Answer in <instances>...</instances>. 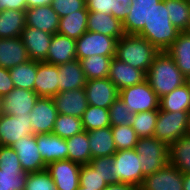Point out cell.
Returning <instances> with one entry per match:
<instances>
[{
	"instance_id": "1",
	"label": "cell",
	"mask_w": 190,
	"mask_h": 190,
	"mask_svg": "<svg viewBox=\"0 0 190 190\" xmlns=\"http://www.w3.org/2000/svg\"><path fill=\"white\" fill-rule=\"evenodd\" d=\"M146 80L159 98L187 82L175 60L166 51L156 55L146 73Z\"/></svg>"
},
{
	"instance_id": "2",
	"label": "cell",
	"mask_w": 190,
	"mask_h": 190,
	"mask_svg": "<svg viewBox=\"0 0 190 190\" xmlns=\"http://www.w3.org/2000/svg\"><path fill=\"white\" fill-rule=\"evenodd\" d=\"M158 53L142 36L125 34L117 41L115 58L147 73Z\"/></svg>"
},
{
	"instance_id": "3",
	"label": "cell",
	"mask_w": 190,
	"mask_h": 190,
	"mask_svg": "<svg viewBox=\"0 0 190 190\" xmlns=\"http://www.w3.org/2000/svg\"><path fill=\"white\" fill-rule=\"evenodd\" d=\"M179 33L180 31L171 23L165 0H161L152 10L148 23L138 35L147 39L159 52H163L170 48Z\"/></svg>"
},
{
	"instance_id": "4",
	"label": "cell",
	"mask_w": 190,
	"mask_h": 190,
	"mask_svg": "<svg viewBox=\"0 0 190 190\" xmlns=\"http://www.w3.org/2000/svg\"><path fill=\"white\" fill-rule=\"evenodd\" d=\"M135 150L143 175H151L169 163V145L155 137L138 138Z\"/></svg>"
},
{
	"instance_id": "5",
	"label": "cell",
	"mask_w": 190,
	"mask_h": 190,
	"mask_svg": "<svg viewBox=\"0 0 190 190\" xmlns=\"http://www.w3.org/2000/svg\"><path fill=\"white\" fill-rule=\"evenodd\" d=\"M189 111L169 112L158 110L153 137L170 145L187 135Z\"/></svg>"
},
{
	"instance_id": "6",
	"label": "cell",
	"mask_w": 190,
	"mask_h": 190,
	"mask_svg": "<svg viewBox=\"0 0 190 190\" xmlns=\"http://www.w3.org/2000/svg\"><path fill=\"white\" fill-rule=\"evenodd\" d=\"M113 163L117 182L140 188L145 176L142 173L139 155L135 149L117 150L113 155Z\"/></svg>"
},
{
	"instance_id": "7",
	"label": "cell",
	"mask_w": 190,
	"mask_h": 190,
	"mask_svg": "<svg viewBox=\"0 0 190 190\" xmlns=\"http://www.w3.org/2000/svg\"><path fill=\"white\" fill-rule=\"evenodd\" d=\"M119 98L122 99L133 114L159 110L160 98L153 91L147 80L120 90Z\"/></svg>"
},
{
	"instance_id": "8",
	"label": "cell",
	"mask_w": 190,
	"mask_h": 190,
	"mask_svg": "<svg viewBox=\"0 0 190 190\" xmlns=\"http://www.w3.org/2000/svg\"><path fill=\"white\" fill-rule=\"evenodd\" d=\"M117 39L96 32L86 31L76 40V58L101 55L115 57Z\"/></svg>"
},
{
	"instance_id": "9",
	"label": "cell",
	"mask_w": 190,
	"mask_h": 190,
	"mask_svg": "<svg viewBox=\"0 0 190 190\" xmlns=\"http://www.w3.org/2000/svg\"><path fill=\"white\" fill-rule=\"evenodd\" d=\"M29 113L11 116L0 114V146H12L23 136L34 135Z\"/></svg>"
},
{
	"instance_id": "10",
	"label": "cell",
	"mask_w": 190,
	"mask_h": 190,
	"mask_svg": "<svg viewBox=\"0 0 190 190\" xmlns=\"http://www.w3.org/2000/svg\"><path fill=\"white\" fill-rule=\"evenodd\" d=\"M57 115L53 98L39 97L29 113L33 134L52 133Z\"/></svg>"
},
{
	"instance_id": "11",
	"label": "cell",
	"mask_w": 190,
	"mask_h": 190,
	"mask_svg": "<svg viewBox=\"0 0 190 190\" xmlns=\"http://www.w3.org/2000/svg\"><path fill=\"white\" fill-rule=\"evenodd\" d=\"M84 90L88 105L109 109L119 97V90L108 78L90 79L86 81Z\"/></svg>"
},
{
	"instance_id": "12",
	"label": "cell",
	"mask_w": 190,
	"mask_h": 190,
	"mask_svg": "<svg viewBox=\"0 0 190 190\" xmlns=\"http://www.w3.org/2000/svg\"><path fill=\"white\" fill-rule=\"evenodd\" d=\"M38 98L35 91L14 88L1 97L0 114L20 116L30 113Z\"/></svg>"
},
{
	"instance_id": "13",
	"label": "cell",
	"mask_w": 190,
	"mask_h": 190,
	"mask_svg": "<svg viewBox=\"0 0 190 190\" xmlns=\"http://www.w3.org/2000/svg\"><path fill=\"white\" fill-rule=\"evenodd\" d=\"M184 173L169 163L144 178L140 190H183Z\"/></svg>"
},
{
	"instance_id": "14",
	"label": "cell",
	"mask_w": 190,
	"mask_h": 190,
	"mask_svg": "<svg viewBox=\"0 0 190 190\" xmlns=\"http://www.w3.org/2000/svg\"><path fill=\"white\" fill-rule=\"evenodd\" d=\"M81 165L71 160L54 161L46 166L57 190H77Z\"/></svg>"
},
{
	"instance_id": "15",
	"label": "cell",
	"mask_w": 190,
	"mask_h": 190,
	"mask_svg": "<svg viewBox=\"0 0 190 190\" xmlns=\"http://www.w3.org/2000/svg\"><path fill=\"white\" fill-rule=\"evenodd\" d=\"M11 147L17 153L24 172L33 173L46 169V165L38 151L36 134L23 136Z\"/></svg>"
},
{
	"instance_id": "16",
	"label": "cell",
	"mask_w": 190,
	"mask_h": 190,
	"mask_svg": "<svg viewBox=\"0 0 190 190\" xmlns=\"http://www.w3.org/2000/svg\"><path fill=\"white\" fill-rule=\"evenodd\" d=\"M52 37L48 32L29 26H25L20 35L29 59L39 62L46 60Z\"/></svg>"
},
{
	"instance_id": "17",
	"label": "cell",
	"mask_w": 190,
	"mask_h": 190,
	"mask_svg": "<svg viewBox=\"0 0 190 190\" xmlns=\"http://www.w3.org/2000/svg\"><path fill=\"white\" fill-rule=\"evenodd\" d=\"M161 0H131V12L123 22L125 34L138 35L148 23L152 10Z\"/></svg>"
},
{
	"instance_id": "18",
	"label": "cell",
	"mask_w": 190,
	"mask_h": 190,
	"mask_svg": "<svg viewBox=\"0 0 190 190\" xmlns=\"http://www.w3.org/2000/svg\"><path fill=\"white\" fill-rule=\"evenodd\" d=\"M52 98L57 112L62 115L81 118L88 107L84 88L58 92Z\"/></svg>"
},
{
	"instance_id": "19",
	"label": "cell",
	"mask_w": 190,
	"mask_h": 190,
	"mask_svg": "<svg viewBox=\"0 0 190 190\" xmlns=\"http://www.w3.org/2000/svg\"><path fill=\"white\" fill-rule=\"evenodd\" d=\"M36 143L46 166L54 161L67 160L68 146L66 139L53 133L36 134Z\"/></svg>"
},
{
	"instance_id": "20",
	"label": "cell",
	"mask_w": 190,
	"mask_h": 190,
	"mask_svg": "<svg viewBox=\"0 0 190 190\" xmlns=\"http://www.w3.org/2000/svg\"><path fill=\"white\" fill-rule=\"evenodd\" d=\"M59 67L46 62L37 61V75L34 91L39 97L52 98L59 92Z\"/></svg>"
},
{
	"instance_id": "21",
	"label": "cell",
	"mask_w": 190,
	"mask_h": 190,
	"mask_svg": "<svg viewBox=\"0 0 190 190\" xmlns=\"http://www.w3.org/2000/svg\"><path fill=\"white\" fill-rule=\"evenodd\" d=\"M108 78L120 91L126 87L142 83L146 80V73L113 57L110 63Z\"/></svg>"
},
{
	"instance_id": "22",
	"label": "cell",
	"mask_w": 190,
	"mask_h": 190,
	"mask_svg": "<svg viewBox=\"0 0 190 190\" xmlns=\"http://www.w3.org/2000/svg\"><path fill=\"white\" fill-rule=\"evenodd\" d=\"M26 26L34 27L50 34H56L59 27V16L51 5L27 8Z\"/></svg>"
},
{
	"instance_id": "23",
	"label": "cell",
	"mask_w": 190,
	"mask_h": 190,
	"mask_svg": "<svg viewBox=\"0 0 190 190\" xmlns=\"http://www.w3.org/2000/svg\"><path fill=\"white\" fill-rule=\"evenodd\" d=\"M75 59H77L76 40L59 33L53 34L44 62L58 66Z\"/></svg>"
},
{
	"instance_id": "24",
	"label": "cell",
	"mask_w": 190,
	"mask_h": 190,
	"mask_svg": "<svg viewBox=\"0 0 190 190\" xmlns=\"http://www.w3.org/2000/svg\"><path fill=\"white\" fill-rule=\"evenodd\" d=\"M87 31L100 33L119 40L125 35L123 23L111 14L89 12Z\"/></svg>"
},
{
	"instance_id": "25",
	"label": "cell",
	"mask_w": 190,
	"mask_h": 190,
	"mask_svg": "<svg viewBox=\"0 0 190 190\" xmlns=\"http://www.w3.org/2000/svg\"><path fill=\"white\" fill-rule=\"evenodd\" d=\"M28 60L29 57L20 36L0 39V67L10 69Z\"/></svg>"
},
{
	"instance_id": "26",
	"label": "cell",
	"mask_w": 190,
	"mask_h": 190,
	"mask_svg": "<svg viewBox=\"0 0 190 190\" xmlns=\"http://www.w3.org/2000/svg\"><path fill=\"white\" fill-rule=\"evenodd\" d=\"M59 92L84 88L86 77L78 59L58 65Z\"/></svg>"
},
{
	"instance_id": "27",
	"label": "cell",
	"mask_w": 190,
	"mask_h": 190,
	"mask_svg": "<svg viewBox=\"0 0 190 190\" xmlns=\"http://www.w3.org/2000/svg\"><path fill=\"white\" fill-rule=\"evenodd\" d=\"M88 140L92 159L113 156L117 151L111 126L89 131Z\"/></svg>"
},
{
	"instance_id": "28",
	"label": "cell",
	"mask_w": 190,
	"mask_h": 190,
	"mask_svg": "<svg viewBox=\"0 0 190 190\" xmlns=\"http://www.w3.org/2000/svg\"><path fill=\"white\" fill-rule=\"evenodd\" d=\"M166 52L175 60L181 73L188 78L190 76V31L180 32Z\"/></svg>"
},
{
	"instance_id": "29",
	"label": "cell",
	"mask_w": 190,
	"mask_h": 190,
	"mask_svg": "<svg viewBox=\"0 0 190 190\" xmlns=\"http://www.w3.org/2000/svg\"><path fill=\"white\" fill-rule=\"evenodd\" d=\"M88 15L89 11L85 7L77 13L60 18L57 33L77 40L87 31Z\"/></svg>"
},
{
	"instance_id": "30",
	"label": "cell",
	"mask_w": 190,
	"mask_h": 190,
	"mask_svg": "<svg viewBox=\"0 0 190 190\" xmlns=\"http://www.w3.org/2000/svg\"><path fill=\"white\" fill-rule=\"evenodd\" d=\"M25 26V11L4 10L0 12V39L19 37Z\"/></svg>"
},
{
	"instance_id": "31",
	"label": "cell",
	"mask_w": 190,
	"mask_h": 190,
	"mask_svg": "<svg viewBox=\"0 0 190 190\" xmlns=\"http://www.w3.org/2000/svg\"><path fill=\"white\" fill-rule=\"evenodd\" d=\"M159 109L169 112L190 111V87L188 83H184L161 97Z\"/></svg>"
},
{
	"instance_id": "32",
	"label": "cell",
	"mask_w": 190,
	"mask_h": 190,
	"mask_svg": "<svg viewBox=\"0 0 190 190\" xmlns=\"http://www.w3.org/2000/svg\"><path fill=\"white\" fill-rule=\"evenodd\" d=\"M66 143L68 146L67 160H71L80 165L90 163L92 155L87 131L83 130L81 133L66 139Z\"/></svg>"
},
{
	"instance_id": "33",
	"label": "cell",
	"mask_w": 190,
	"mask_h": 190,
	"mask_svg": "<svg viewBox=\"0 0 190 190\" xmlns=\"http://www.w3.org/2000/svg\"><path fill=\"white\" fill-rule=\"evenodd\" d=\"M169 164L190 173V135H183L169 145Z\"/></svg>"
},
{
	"instance_id": "34",
	"label": "cell",
	"mask_w": 190,
	"mask_h": 190,
	"mask_svg": "<svg viewBox=\"0 0 190 190\" xmlns=\"http://www.w3.org/2000/svg\"><path fill=\"white\" fill-rule=\"evenodd\" d=\"M8 70L15 88L34 91V83L37 75V61L29 59Z\"/></svg>"
},
{
	"instance_id": "35",
	"label": "cell",
	"mask_w": 190,
	"mask_h": 190,
	"mask_svg": "<svg viewBox=\"0 0 190 190\" xmlns=\"http://www.w3.org/2000/svg\"><path fill=\"white\" fill-rule=\"evenodd\" d=\"M171 23L180 32L190 31V3L187 0H165Z\"/></svg>"
},
{
	"instance_id": "36",
	"label": "cell",
	"mask_w": 190,
	"mask_h": 190,
	"mask_svg": "<svg viewBox=\"0 0 190 190\" xmlns=\"http://www.w3.org/2000/svg\"><path fill=\"white\" fill-rule=\"evenodd\" d=\"M112 58L113 57L95 55L81 59L80 63L86 80L108 77Z\"/></svg>"
},
{
	"instance_id": "37",
	"label": "cell",
	"mask_w": 190,
	"mask_h": 190,
	"mask_svg": "<svg viewBox=\"0 0 190 190\" xmlns=\"http://www.w3.org/2000/svg\"><path fill=\"white\" fill-rule=\"evenodd\" d=\"M81 120L83 130L87 132L111 126L109 109H104L98 106L88 105Z\"/></svg>"
},
{
	"instance_id": "38",
	"label": "cell",
	"mask_w": 190,
	"mask_h": 190,
	"mask_svg": "<svg viewBox=\"0 0 190 190\" xmlns=\"http://www.w3.org/2000/svg\"><path fill=\"white\" fill-rule=\"evenodd\" d=\"M82 131L81 118L58 113L52 133L63 139H68Z\"/></svg>"
},
{
	"instance_id": "39",
	"label": "cell",
	"mask_w": 190,
	"mask_h": 190,
	"mask_svg": "<svg viewBox=\"0 0 190 190\" xmlns=\"http://www.w3.org/2000/svg\"><path fill=\"white\" fill-rule=\"evenodd\" d=\"M27 174L22 168H0V190H25Z\"/></svg>"
},
{
	"instance_id": "40",
	"label": "cell",
	"mask_w": 190,
	"mask_h": 190,
	"mask_svg": "<svg viewBox=\"0 0 190 190\" xmlns=\"http://www.w3.org/2000/svg\"><path fill=\"white\" fill-rule=\"evenodd\" d=\"M157 117L158 110L135 113L131 126L139 138L154 135Z\"/></svg>"
},
{
	"instance_id": "41",
	"label": "cell",
	"mask_w": 190,
	"mask_h": 190,
	"mask_svg": "<svg viewBox=\"0 0 190 190\" xmlns=\"http://www.w3.org/2000/svg\"><path fill=\"white\" fill-rule=\"evenodd\" d=\"M117 150L135 149L138 136L131 125L111 126Z\"/></svg>"
},
{
	"instance_id": "42",
	"label": "cell",
	"mask_w": 190,
	"mask_h": 190,
	"mask_svg": "<svg viewBox=\"0 0 190 190\" xmlns=\"http://www.w3.org/2000/svg\"><path fill=\"white\" fill-rule=\"evenodd\" d=\"M109 116L111 126H119L131 125L135 114H133L122 99L118 97L109 108Z\"/></svg>"
},
{
	"instance_id": "43",
	"label": "cell",
	"mask_w": 190,
	"mask_h": 190,
	"mask_svg": "<svg viewBox=\"0 0 190 190\" xmlns=\"http://www.w3.org/2000/svg\"><path fill=\"white\" fill-rule=\"evenodd\" d=\"M25 190H57V187L49 172L44 169L27 174Z\"/></svg>"
},
{
	"instance_id": "44",
	"label": "cell",
	"mask_w": 190,
	"mask_h": 190,
	"mask_svg": "<svg viewBox=\"0 0 190 190\" xmlns=\"http://www.w3.org/2000/svg\"><path fill=\"white\" fill-rule=\"evenodd\" d=\"M79 184L91 190H102L107 186L98 171L90 164L81 165Z\"/></svg>"
},
{
	"instance_id": "45",
	"label": "cell",
	"mask_w": 190,
	"mask_h": 190,
	"mask_svg": "<svg viewBox=\"0 0 190 190\" xmlns=\"http://www.w3.org/2000/svg\"><path fill=\"white\" fill-rule=\"evenodd\" d=\"M89 164L98 171L107 185L118 183L115 178L113 156L97 157L91 159Z\"/></svg>"
},
{
	"instance_id": "46",
	"label": "cell",
	"mask_w": 190,
	"mask_h": 190,
	"mask_svg": "<svg viewBox=\"0 0 190 190\" xmlns=\"http://www.w3.org/2000/svg\"><path fill=\"white\" fill-rule=\"evenodd\" d=\"M52 9L58 14L59 18L77 13L86 7V0H52Z\"/></svg>"
},
{
	"instance_id": "47",
	"label": "cell",
	"mask_w": 190,
	"mask_h": 190,
	"mask_svg": "<svg viewBox=\"0 0 190 190\" xmlns=\"http://www.w3.org/2000/svg\"><path fill=\"white\" fill-rule=\"evenodd\" d=\"M0 168H22L18 155L11 146H0Z\"/></svg>"
},
{
	"instance_id": "48",
	"label": "cell",
	"mask_w": 190,
	"mask_h": 190,
	"mask_svg": "<svg viewBox=\"0 0 190 190\" xmlns=\"http://www.w3.org/2000/svg\"><path fill=\"white\" fill-rule=\"evenodd\" d=\"M86 7L89 12H101L114 16V0H86Z\"/></svg>"
},
{
	"instance_id": "49",
	"label": "cell",
	"mask_w": 190,
	"mask_h": 190,
	"mask_svg": "<svg viewBox=\"0 0 190 190\" xmlns=\"http://www.w3.org/2000/svg\"><path fill=\"white\" fill-rule=\"evenodd\" d=\"M131 0H114V17L122 23L130 14Z\"/></svg>"
},
{
	"instance_id": "50",
	"label": "cell",
	"mask_w": 190,
	"mask_h": 190,
	"mask_svg": "<svg viewBox=\"0 0 190 190\" xmlns=\"http://www.w3.org/2000/svg\"><path fill=\"white\" fill-rule=\"evenodd\" d=\"M14 88L9 70L7 68L0 67V97L7 95Z\"/></svg>"
},
{
	"instance_id": "51",
	"label": "cell",
	"mask_w": 190,
	"mask_h": 190,
	"mask_svg": "<svg viewBox=\"0 0 190 190\" xmlns=\"http://www.w3.org/2000/svg\"><path fill=\"white\" fill-rule=\"evenodd\" d=\"M4 10H27L26 0H1V12Z\"/></svg>"
},
{
	"instance_id": "52",
	"label": "cell",
	"mask_w": 190,
	"mask_h": 190,
	"mask_svg": "<svg viewBox=\"0 0 190 190\" xmlns=\"http://www.w3.org/2000/svg\"><path fill=\"white\" fill-rule=\"evenodd\" d=\"M102 190H140V188L130 184L118 182V183L109 184Z\"/></svg>"
},
{
	"instance_id": "53",
	"label": "cell",
	"mask_w": 190,
	"mask_h": 190,
	"mask_svg": "<svg viewBox=\"0 0 190 190\" xmlns=\"http://www.w3.org/2000/svg\"><path fill=\"white\" fill-rule=\"evenodd\" d=\"M52 0H26L27 8L51 5Z\"/></svg>"
},
{
	"instance_id": "54",
	"label": "cell",
	"mask_w": 190,
	"mask_h": 190,
	"mask_svg": "<svg viewBox=\"0 0 190 190\" xmlns=\"http://www.w3.org/2000/svg\"><path fill=\"white\" fill-rule=\"evenodd\" d=\"M183 190H190V173H184Z\"/></svg>"
},
{
	"instance_id": "55",
	"label": "cell",
	"mask_w": 190,
	"mask_h": 190,
	"mask_svg": "<svg viewBox=\"0 0 190 190\" xmlns=\"http://www.w3.org/2000/svg\"><path fill=\"white\" fill-rule=\"evenodd\" d=\"M187 135H190V111L188 114Z\"/></svg>"
},
{
	"instance_id": "56",
	"label": "cell",
	"mask_w": 190,
	"mask_h": 190,
	"mask_svg": "<svg viewBox=\"0 0 190 190\" xmlns=\"http://www.w3.org/2000/svg\"><path fill=\"white\" fill-rule=\"evenodd\" d=\"M77 190H91V189H87V188L79 185V187L77 188Z\"/></svg>"
},
{
	"instance_id": "57",
	"label": "cell",
	"mask_w": 190,
	"mask_h": 190,
	"mask_svg": "<svg viewBox=\"0 0 190 190\" xmlns=\"http://www.w3.org/2000/svg\"><path fill=\"white\" fill-rule=\"evenodd\" d=\"M187 83H188V85L190 87V76L187 78Z\"/></svg>"
}]
</instances>
